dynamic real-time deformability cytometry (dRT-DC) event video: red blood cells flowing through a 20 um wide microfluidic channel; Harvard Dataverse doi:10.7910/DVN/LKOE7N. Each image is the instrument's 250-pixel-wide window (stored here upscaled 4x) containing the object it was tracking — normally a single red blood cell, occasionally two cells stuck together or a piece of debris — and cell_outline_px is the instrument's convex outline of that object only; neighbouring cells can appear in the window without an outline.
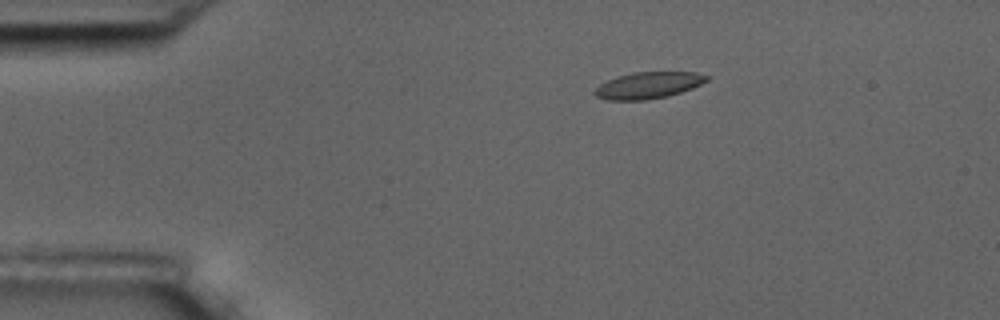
{"species": "common noctule bat (a hibernating species)", "species_latin": "Nyctalus noctula", "temperature_condition": "room temperature", "stored_images_in_passage": 5, "camera_frame_rate_fps": 3000, "um_per_image_px": 0.085, "animal": {"sex": "male", "body_mass_g": 17.5, "forearm_length_mm": 52.3}, "frame": {"image": 1, "passage_image": 1, "time_ms": 0.0, "image_size_px": [1000, 320], "cell_outline_px": [[712, 76], [708, 80], [692, 88], [668, 96], [644, 100], [608, 100], [596, 96], [592, 92], [600, 84], [616, 76], [632, 72], [696, 72]], "centroid_in_image_um": [55.11, 7.24], "position_along_channel_um": 29.9, "area_um2": 17.4}}
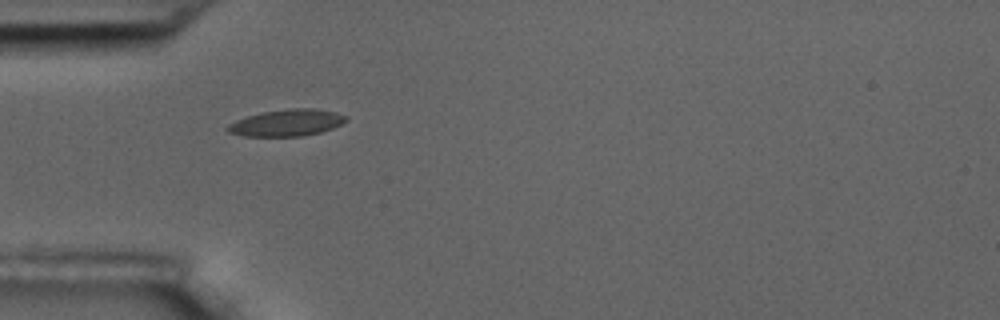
{"frame": {"image": 2, "passage_image": 3, "time_ms": 2.333, "image_size_px": [1000, 320], "cell_outline_px": [[348, 120], [332, 128], [320, 132], [304, 136], [244, 136], [228, 132], [224, 128], [228, 124], [236, 120], [248, 116], [264, 112], [292, 108], [316, 108], [336, 112], [348, 116]], "centroid_in_image_um": [24.39, 10.43], "position_along_channel_um": 60.6, "area_um2": 18.44}}